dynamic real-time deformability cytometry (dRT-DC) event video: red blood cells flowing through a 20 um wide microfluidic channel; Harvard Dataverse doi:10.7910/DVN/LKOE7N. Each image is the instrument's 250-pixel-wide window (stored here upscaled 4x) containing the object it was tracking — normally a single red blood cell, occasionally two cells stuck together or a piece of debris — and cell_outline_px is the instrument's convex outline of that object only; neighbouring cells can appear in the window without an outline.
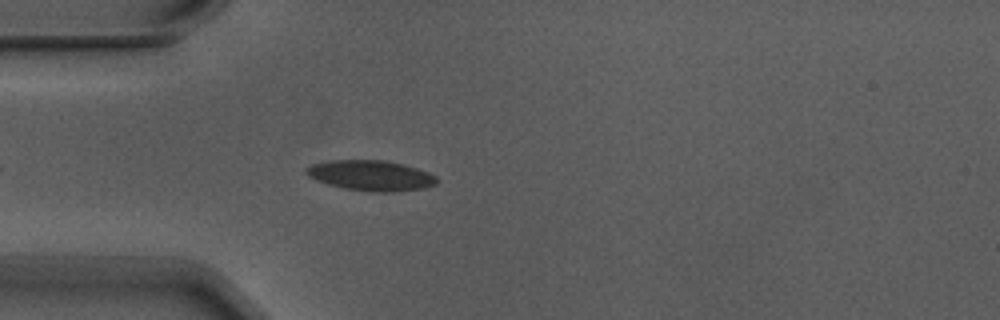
{"species": "Egyptian fruit bat (a non-hibernating species)", "species_latin": "Rousettus aegyptiacus", "temperature_condition": "warm", "stored_images_in_passage": 3, "camera_frame_rate_fps": 3000, "um_per_image_px": 0.085, "animal": {"sex": "male"}, "frame": {"image": 1, "passage_image": 3, "time_ms": 0.667, "image_size_px": [1000, 320], "cell_outline_px": [[440, 180], [436, 184], [424, 188], [396, 192], [372, 192], [344, 188], [328, 184], [316, 180], [308, 176], [304, 172], [304, 168], [312, 164], [332, 160], [384, 160], [404, 164], [428, 172], [436, 176]], "centroid_in_image_um": [31.53, 14.92], "position_along_channel_um": 53.5, "area_um2": 23.29}}